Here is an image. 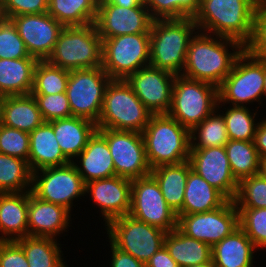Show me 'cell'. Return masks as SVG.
<instances>
[{
    "instance_id": "50",
    "label": "cell",
    "mask_w": 266,
    "mask_h": 267,
    "mask_svg": "<svg viewBox=\"0 0 266 267\" xmlns=\"http://www.w3.org/2000/svg\"><path fill=\"white\" fill-rule=\"evenodd\" d=\"M108 3L126 8L139 6L144 0H106Z\"/></svg>"
},
{
    "instance_id": "14",
    "label": "cell",
    "mask_w": 266,
    "mask_h": 267,
    "mask_svg": "<svg viewBox=\"0 0 266 267\" xmlns=\"http://www.w3.org/2000/svg\"><path fill=\"white\" fill-rule=\"evenodd\" d=\"M106 138L115 166V176L136 179L150 175L142 133L97 128Z\"/></svg>"
},
{
    "instance_id": "54",
    "label": "cell",
    "mask_w": 266,
    "mask_h": 267,
    "mask_svg": "<svg viewBox=\"0 0 266 267\" xmlns=\"http://www.w3.org/2000/svg\"><path fill=\"white\" fill-rule=\"evenodd\" d=\"M264 94L266 96V60L264 59Z\"/></svg>"
},
{
    "instance_id": "33",
    "label": "cell",
    "mask_w": 266,
    "mask_h": 267,
    "mask_svg": "<svg viewBox=\"0 0 266 267\" xmlns=\"http://www.w3.org/2000/svg\"><path fill=\"white\" fill-rule=\"evenodd\" d=\"M15 241L23 249L29 267H67L57 239L26 236Z\"/></svg>"
},
{
    "instance_id": "9",
    "label": "cell",
    "mask_w": 266,
    "mask_h": 267,
    "mask_svg": "<svg viewBox=\"0 0 266 267\" xmlns=\"http://www.w3.org/2000/svg\"><path fill=\"white\" fill-rule=\"evenodd\" d=\"M150 65V33L102 40V67L111 79H126Z\"/></svg>"
},
{
    "instance_id": "38",
    "label": "cell",
    "mask_w": 266,
    "mask_h": 267,
    "mask_svg": "<svg viewBox=\"0 0 266 267\" xmlns=\"http://www.w3.org/2000/svg\"><path fill=\"white\" fill-rule=\"evenodd\" d=\"M246 105L231 106L222 116L225 121L227 135L230 140L254 141L259 122H255L257 111L252 114Z\"/></svg>"
},
{
    "instance_id": "26",
    "label": "cell",
    "mask_w": 266,
    "mask_h": 267,
    "mask_svg": "<svg viewBox=\"0 0 266 267\" xmlns=\"http://www.w3.org/2000/svg\"><path fill=\"white\" fill-rule=\"evenodd\" d=\"M255 249L254 243L238 227L212 247V261L215 267H253Z\"/></svg>"
},
{
    "instance_id": "15",
    "label": "cell",
    "mask_w": 266,
    "mask_h": 267,
    "mask_svg": "<svg viewBox=\"0 0 266 267\" xmlns=\"http://www.w3.org/2000/svg\"><path fill=\"white\" fill-rule=\"evenodd\" d=\"M178 228L187 236L213 247L239 227V212L234 201L209 212L177 215Z\"/></svg>"
},
{
    "instance_id": "25",
    "label": "cell",
    "mask_w": 266,
    "mask_h": 267,
    "mask_svg": "<svg viewBox=\"0 0 266 267\" xmlns=\"http://www.w3.org/2000/svg\"><path fill=\"white\" fill-rule=\"evenodd\" d=\"M28 164L32 172L46 167L64 166L70 161L64 156L55 137L53 126L43 122L29 133Z\"/></svg>"
},
{
    "instance_id": "35",
    "label": "cell",
    "mask_w": 266,
    "mask_h": 267,
    "mask_svg": "<svg viewBox=\"0 0 266 267\" xmlns=\"http://www.w3.org/2000/svg\"><path fill=\"white\" fill-rule=\"evenodd\" d=\"M32 173L27 161L0 153V193L30 191Z\"/></svg>"
},
{
    "instance_id": "2",
    "label": "cell",
    "mask_w": 266,
    "mask_h": 267,
    "mask_svg": "<svg viewBox=\"0 0 266 267\" xmlns=\"http://www.w3.org/2000/svg\"><path fill=\"white\" fill-rule=\"evenodd\" d=\"M259 0H200L194 21L198 31L240 41L251 40Z\"/></svg>"
},
{
    "instance_id": "10",
    "label": "cell",
    "mask_w": 266,
    "mask_h": 267,
    "mask_svg": "<svg viewBox=\"0 0 266 267\" xmlns=\"http://www.w3.org/2000/svg\"><path fill=\"white\" fill-rule=\"evenodd\" d=\"M105 226L109 242L146 263L164 246L166 231L125 215L109 221Z\"/></svg>"
},
{
    "instance_id": "52",
    "label": "cell",
    "mask_w": 266,
    "mask_h": 267,
    "mask_svg": "<svg viewBox=\"0 0 266 267\" xmlns=\"http://www.w3.org/2000/svg\"><path fill=\"white\" fill-rule=\"evenodd\" d=\"M5 102V96L0 95V126L3 124V106Z\"/></svg>"
},
{
    "instance_id": "21",
    "label": "cell",
    "mask_w": 266,
    "mask_h": 267,
    "mask_svg": "<svg viewBox=\"0 0 266 267\" xmlns=\"http://www.w3.org/2000/svg\"><path fill=\"white\" fill-rule=\"evenodd\" d=\"M71 212L60 205L40 200L29 191L28 236L56 238L68 229Z\"/></svg>"
},
{
    "instance_id": "40",
    "label": "cell",
    "mask_w": 266,
    "mask_h": 267,
    "mask_svg": "<svg viewBox=\"0 0 266 267\" xmlns=\"http://www.w3.org/2000/svg\"><path fill=\"white\" fill-rule=\"evenodd\" d=\"M234 202L237 208H266V178L255 174L242 179Z\"/></svg>"
},
{
    "instance_id": "29",
    "label": "cell",
    "mask_w": 266,
    "mask_h": 267,
    "mask_svg": "<svg viewBox=\"0 0 266 267\" xmlns=\"http://www.w3.org/2000/svg\"><path fill=\"white\" fill-rule=\"evenodd\" d=\"M164 245L179 267H190L212 261V247L187 236L178 227L166 233Z\"/></svg>"
},
{
    "instance_id": "5",
    "label": "cell",
    "mask_w": 266,
    "mask_h": 267,
    "mask_svg": "<svg viewBox=\"0 0 266 267\" xmlns=\"http://www.w3.org/2000/svg\"><path fill=\"white\" fill-rule=\"evenodd\" d=\"M47 61L67 71L102 66V39L95 24L63 27Z\"/></svg>"
},
{
    "instance_id": "23",
    "label": "cell",
    "mask_w": 266,
    "mask_h": 267,
    "mask_svg": "<svg viewBox=\"0 0 266 267\" xmlns=\"http://www.w3.org/2000/svg\"><path fill=\"white\" fill-rule=\"evenodd\" d=\"M28 205L29 191L0 193V241L28 236Z\"/></svg>"
},
{
    "instance_id": "39",
    "label": "cell",
    "mask_w": 266,
    "mask_h": 267,
    "mask_svg": "<svg viewBox=\"0 0 266 267\" xmlns=\"http://www.w3.org/2000/svg\"><path fill=\"white\" fill-rule=\"evenodd\" d=\"M153 20L194 18L200 0H144Z\"/></svg>"
},
{
    "instance_id": "12",
    "label": "cell",
    "mask_w": 266,
    "mask_h": 267,
    "mask_svg": "<svg viewBox=\"0 0 266 267\" xmlns=\"http://www.w3.org/2000/svg\"><path fill=\"white\" fill-rule=\"evenodd\" d=\"M31 193L40 200L67 208L73 200L85 195V183L73 162L46 167L32 173Z\"/></svg>"
},
{
    "instance_id": "6",
    "label": "cell",
    "mask_w": 266,
    "mask_h": 267,
    "mask_svg": "<svg viewBox=\"0 0 266 267\" xmlns=\"http://www.w3.org/2000/svg\"><path fill=\"white\" fill-rule=\"evenodd\" d=\"M152 113L143 105L124 79L107 84L97 128L142 133Z\"/></svg>"
},
{
    "instance_id": "13",
    "label": "cell",
    "mask_w": 266,
    "mask_h": 267,
    "mask_svg": "<svg viewBox=\"0 0 266 267\" xmlns=\"http://www.w3.org/2000/svg\"><path fill=\"white\" fill-rule=\"evenodd\" d=\"M129 215L166 232L178 227L176 212L167 205L158 182L151 174L132 180Z\"/></svg>"
},
{
    "instance_id": "48",
    "label": "cell",
    "mask_w": 266,
    "mask_h": 267,
    "mask_svg": "<svg viewBox=\"0 0 266 267\" xmlns=\"http://www.w3.org/2000/svg\"><path fill=\"white\" fill-rule=\"evenodd\" d=\"M146 267H179L165 247H161L146 263Z\"/></svg>"
},
{
    "instance_id": "51",
    "label": "cell",
    "mask_w": 266,
    "mask_h": 267,
    "mask_svg": "<svg viewBox=\"0 0 266 267\" xmlns=\"http://www.w3.org/2000/svg\"><path fill=\"white\" fill-rule=\"evenodd\" d=\"M259 174L266 178V156L260 157Z\"/></svg>"
},
{
    "instance_id": "43",
    "label": "cell",
    "mask_w": 266,
    "mask_h": 267,
    "mask_svg": "<svg viewBox=\"0 0 266 267\" xmlns=\"http://www.w3.org/2000/svg\"><path fill=\"white\" fill-rule=\"evenodd\" d=\"M30 150L29 133L0 126V153L23 159L28 162Z\"/></svg>"
},
{
    "instance_id": "32",
    "label": "cell",
    "mask_w": 266,
    "mask_h": 267,
    "mask_svg": "<svg viewBox=\"0 0 266 267\" xmlns=\"http://www.w3.org/2000/svg\"><path fill=\"white\" fill-rule=\"evenodd\" d=\"M99 0H48V13L63 27L95 22Z\"/></svg>"
},
{
    "instance_id": "47",
    "label": "cell",
    "mask_w": 266,
    "mask_h": 267,
    "mask_svg": "<svg viewBox=\"0 0 266 267\" xmlns=\"http://www.w3.org/2000/svg\"><path fill=\"white\" fill-rule=\"evenodd\" d=\"M111 248V267H146V264L142 261L137 260L129 253L121 251L120 249L116 248L110 242Z\"/></svg>"
},
{
    "instance_id": "36",
    "label": "cell",
    "mask_w": 266,
    "mask_h": 267,
    "mask_svg": "<svg viewBox=\"0 0 266 267\" xmlns=\"http://www.w3.org/2000/svg\"><path fill=\"white\" fill-rule=\"evenodd\" d=\"M218 111L216 109L190 130V149L225 146L229 141L224 118L221 110Z\"/></svg>"
},
{
    "instance_id": "16",
    "label": "cell",
    "mask_w": 266,
    "mask_h": 267,
    "mask_svg": "<svg viewBox=\"0 0 266 267\" xmlns=\"http://www.w3.org/2000/svg\"><path fill=\"white\" fill-rule=\"evenodd\" d=\"M151 18L144 1L136 7H123L99 0L95 26L100 38L126 34L150 33Z\"/></svg>"
},
{
    "instance_id": "41",
    "label": "cell",
    "mask_w": 266,
    "mask_h": 267,
    "mask_svg": "<svg viewBox=\"0 0 266 267\" xmlns=\"http://www.w3.org/2000/svg\"><path fill=\"white\" fill-rule=\"evenodd\" d=\"M239 227L257 249H266V208H237Z\"/></svg>"
},
{
    "instance_id": "8",
    "label": "cell",
    "mask_w": 266,
    "mask_h": 267,
    "mask_svg": "<svg viewBox=\"0 0 266 267\" xmlns=\"http://www.w3.org/2000/svg\"><path fill=\"white\" fill-rule=\"evenodd\" d=\"M218 102L216 86L180 74L175 77L167 114L191 130L217 109Z\"/></svg>"
},
{
    "instance_id": "45",
    "label": "cell",
    "mask_w": 266,
    "mask_h": 267,
    "mask_svg": "<svg viewBox=\"0 0 266 267\" xmlns=\"http://www.w3.org/2000/svg\"><path fill=\"white\" fill-rule=\"evenodd\" d=\"M47 12L48 0H2V16L5 18Z\"/></svg>"
},
{
    "instance_id": "24",
    "label": "cell",
    "mask_w": 266,
    "mask_h": 267,
    "mask_svg": "<svg viewBox=\"0 0 266 267\" xmlns=\"http://www.w3.org/2000/svg\"><path fill=\"white\" fill-rule=\"evenodd\" d=\"M64 156L70 161L82 152L97 125L85 118L71 116L49 122Z\"/></svg>"
},
{
    "instance_id": "11",
    "label": "cell",
    "mask_w": 266,
    "mask_h": 267,
    "mask_svg": "<svg viewBox=\"0 0 266 267\" xmlns=\"http://www.w3.org/2000/svg\"><path fill=\"white\" fill-rule=\"evenodd\" d=\"M110 76L103 67L69 71L66 95L72 116L97 124L103 105L104 92Z\"/></svg>"
},
{
    "instance_id": "55",
    "label": "cell",
    "mask_w": 266,
    "mask_h": 267,
    "mask_svg": "<svg viewBox=\"0 0 266 267\" xmlns=\"http://www.w3.org/2000/svg\"><path fill=\"white\" fill-rule=\"evenodd\" d=\"M3 17L2 16V0H0V18Z\"/></svg>"
},
{
    "instance_id": "34",
    "label": "cell",
    "mask_w": 266,
    "mask_h": 267,
    "mask_svg": "<svg viewBox=\"0 0 266 267\" xmlns=\"http://www.w3.org/2000/svg\"><path fill=\"white\" fill-rule=\"evenodd\" d=\"M235 179L259 174L260 157L254 141L230 140L224 146Z\"/></svg>"
},
{
    "instance_id": "53",
    "label": "cell",
    "mask_w": 266,
    "mask_h": 267,
    "mask_svg": "<svg viewBox=\"0 0 266 267\" xmlns=\"http://www.w3.org/2000/svg\"><path fill=\"white\" fill-rule=\"evenodd\" d=\"M190 267H215L213 264V261L204 263V264H200V265H195V266H190Z\"/></svg>"
},
{
    "instance_id": "42",
    "label": "cell",
    "mask_w": 266,
    "mask_h": 267,
    "mask_svg": "<svg viewBox=\"0 0 266 267\" xmlns=\"http://www.w3.org/2000/svg\"><path fill=\"white\" fill-rule=\"evenodd\" d=\"M22 38L11 19L0 18V59H21L29 57Z\"/></svg>"
},
{
    "instance_id": "7",
    "label": "cell",
    "mask_w": 266,
    "mask_h": 267,
    "mask_svg": "<svg viewBox=\"0 0 266 267\" xmlns=\"http://www.w3.org/2000/svg\"><path fill=\"white\" fill-rule=\"evenodd\" d=\"M262 97H265L264 59L244 49L236 59L231 72L218 87L217 109L220 110V107L230 103L232 106L244 107V103L255 101L260 102L262 106Z\"/></svg>"
},
{
    "instance_id": "20",
    "label": "cell",
    "mask_w": 266,
    "mask_h": 267,
    "mask_svg": "<svg viewBox=\"0 0 266 267\" xmlns=\"http://www.w3.org/2000/svg\"><path fill=\"white\" fill-rule=\"evenodd\" d=\"M131 184V179L120 176L92 180L85 184V194L90 193L91 199L101 210L105 225L117 217L129 215Z\"/></svg>"
},
{
    "instance_id": "44",
    "label": "cell",
    "mask_w": 266,
    "mask_h": 267,
    "mask_svg": "<svg viewBox=\"0 0 266 267\" xmlns=\"http://www.w3.org/2000/svg\"><path fill=\"white\" fill-rule=\"evenodd\" d=\"M44 122L72 116L66 92L52 95H33Z\"/></svg>"
},
{
    "instance_id": "18",
    "label": "cell",
    "mask_w": 266,
    "mask_h": 267,
    "mask_svg": "<svg viewBox=\"0 0 266 267\" xmlns=\"http://www.w3.org/2000/svg\"><path fill=\"white\" fill-rule=\"evenodd\" d=\"M189 162L193 171L234 201L239 182L232 174L224 146L190 149Z\"/></svg>"
},
{
    "instance_id": "19",
    "label": "cell",
    "mask_w": 266,
    "mask_h": 267,
    "mask_svg": "<svg viewBox=\"0 0 266 267\" xmlns=\"http://www.w3.org/2000/svg\"><path fill=\"white\" fill-rule=\"evenodd\" d=\"M22 38L30 56L47 60L63 26L48 12L18 15L10 18Z\"/></svg>"
},
{
    "instance_id": "3",
    "label": "cell",
    "mask_w": 266,
    "mask_h": 267,
    "mask_svg": "<svg viewBox=\"0 0 266 267\" xmlns=\"http://www.w3.org/2000/svg\"><path fill=\"white\" fill-rule=\"evenodd\" d=\"M196 32L198 28L194 18L153 20L150 28V66L176 75L182 74L188 46Z\"/></svg>"
},
{
    "instance_id": "4",
    "label": "cell",
    "mask_w": 266,
    "mask_h": 267,
    "mask_svg": "<svg viewBox=\"0 0 266 267\" xmlns=\"http://www.w3.org/2000/svg\"><path fill=\"white\" fill-rule=\"evenodd\" d=\"M142 136L151 169L189 160L190 130L168 114H152Z\"/></svg>"
},
{
    "instance_id": "31",
    "label": "cell",
    "mask_w": 266,
    "mask_h": 267,
    "mask_svg": "<svg viewBox=\"0 0 266 267\" xmlns=\"http://www.w3.org/2000/svg\"><path fill=\"white\" fill-rule=\"evenodd\" d=\"M43 122L37 101L32 94L5 96L3 125L30 133Z\"/></svg>"
},
{
    "instance_id": "17",
    "label": "cell",
    "mask_w": 266,
    "mask_h": 267,
    "mask_svg": "<svg viewBox=\"0 0 266 267\" xmlns=\"http://www.w3.org/2000/svg\"><path fill=\"white\" fill-rule=\"evenodd\" d=\"M175 77L172 72L149 65L125 80L152 114H167L172 104Z\"/></svg>"
},
{
    "instance_id": "37",
    "label": "cell",
    "mask_w": 266,
    "mask_h": 267,
    "mask_svg": "<svg viewBox=\"0 0 266 267\" xmlns=\"http://www.w3.org/2000/svg\"><path fill=\"white\" fill-rule=\"evenodd\" d=\"M69 71L39 60L34 71L32 95H52L66 92Z\"/></svg>"
},
{
    "instance_id": "49",
    "label": "cell",
    "mask_w": 266,
    "mask_h": 267,
    "mask_svg": "<svg viewBox=\"0 0 266 267\" xmlns=\"http://www.w3.org/2000/svg\"><path fill=\"white\" fill-rule=\"evenodd\" d=\"M256 150L258 151L259 157L266 156V119H260L256 129L254 139Z\"/></svg>"
},
{
    "instance_id": "30",
    "label": "cell",
    "mask_w": 266,
    "mask_h": 267,
    "mask_svg": "<svg viewBox=\"0 0 266 267\" xmlns=\"http://www.w3.org/2000/svg\"><path fill=\"white\" fill-rule=\"evenodd\" d=\"M191 169L187 160L179 164L161 165L150 172L158 182L167 205L176 214L182 209L187 177Z\"/></svg>"
},
{
    "instance_id": "22",
    "label": "cell",
    "mask_w": 266,
    "mask_h": 267,
    "mask_svg": "<svg viewBox=\"0 0 266 267\" xmlns=\"http://www.w3.org/2000/svg\"><path fill=\"white\" fill-rule=\"evenodd\" d=\"M76 159L80 160L76 161ZM76 159L73 163L85 184L92 180L115 176V166L109 146L106 138L98 130L90 137L86 147Z\"/></svg>"
},
{
    "instance_id": "28",
    "label": "cell",
    "mask_w": 266,
    "mask_h": 267,
    "mask_svg": "<svg viewBox=\"0 0 266 267\" xmlns=\"http://www.w3.org/2000/svg\"><path fill=\"white\" fill-rule=\"evenodd\" d=\"M38 61L33 56L21 59H0V95L31 94Z\"/></svg>"
},
{
    "instance_id": "27",
    "label": "cell",
    "mask_w": 266,
    "mask_h": 267,
    "mask_svg": "<svg viewBox=\"0 0 266 267\" xmlns=\"http://www.w3.org/2000/svg\"><path fill=\"white\" fill-rule=\"evenodd\" d=\"M228 199L192 169L188 173L182 209L177 215L213 211Z\"/></svg>"
},
{
    "instance_id": "46",
    "label": "cell",
    "mask_w": 266,
    "mask_h": 267,
    "mask_svg": "<svg viewBox=\"0 0 266 267\" xmlns=\"http://www.w3.org/2000/svg\"><path fill=\"white\" fill-rule=\"evenodd\" d=\"M0 267H29L25 253L16 241H0Z\"/></svg>"
},
{
    "instance_id": "1",
    "label": "cell",
    "mask_w": 266,
    "mask_h": 267,
    "mask_svg": "<svg viewBox=\"0 0 266 267\" xmlns=\"http://www.w3.org/2000/svg\"><path fill=\"white\" fill-rule=\"evenodd\" d=\"M230 47L232 52H229ZM244 49L245 46L233 38L216 35L213 38L211 34L198 31L190 40L181 75L218 88Z\"/></svg>"
}]
</instances>
